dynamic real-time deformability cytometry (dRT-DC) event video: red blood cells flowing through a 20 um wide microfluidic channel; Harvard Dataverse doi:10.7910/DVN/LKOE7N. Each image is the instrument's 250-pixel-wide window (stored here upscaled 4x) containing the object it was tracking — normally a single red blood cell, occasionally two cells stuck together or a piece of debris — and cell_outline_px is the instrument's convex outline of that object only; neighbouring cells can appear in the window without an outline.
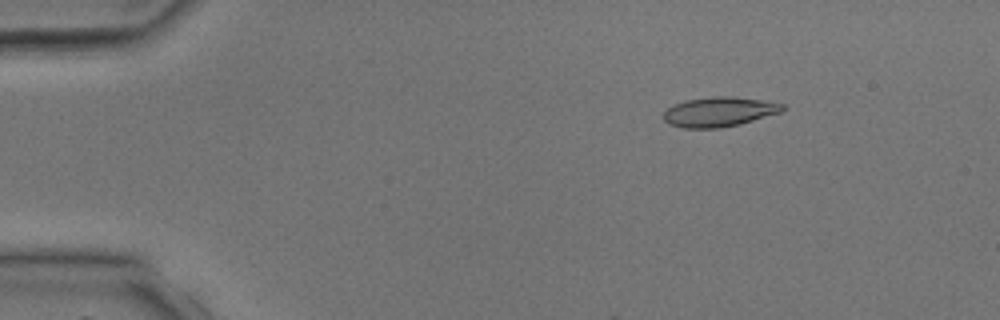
{"species": "common noctule bat (a hibernating species)", "species_latin": "Nyctalus noctula", "temperature_condition": "room temperature", "stored_images_in_passage": 3, "camera_frame_rate_fps": 3000, "um_per_image_px": 0.085, "animal": {"sex": "male", "body_mass_g": 17.9, "forearm_length_mm": 54.2}, "frame": {"image": 1, "passage_image": 2, "time_ms": 1.0, "image_size_px": [1000, 320], "cell_outline_px": [[784, 108], [780, 112], [740, 124], [720, 128], [684, 128], [668, 124], [664, 120], [664, 112], [672, 104], [684, 100], [716, 96], [732, 96], [760, 100], [784, 104]], "centroid_in_image_um": [61.08, 9.5], "position_along_channel_um": 23.9, "area_um2": 20.52}}